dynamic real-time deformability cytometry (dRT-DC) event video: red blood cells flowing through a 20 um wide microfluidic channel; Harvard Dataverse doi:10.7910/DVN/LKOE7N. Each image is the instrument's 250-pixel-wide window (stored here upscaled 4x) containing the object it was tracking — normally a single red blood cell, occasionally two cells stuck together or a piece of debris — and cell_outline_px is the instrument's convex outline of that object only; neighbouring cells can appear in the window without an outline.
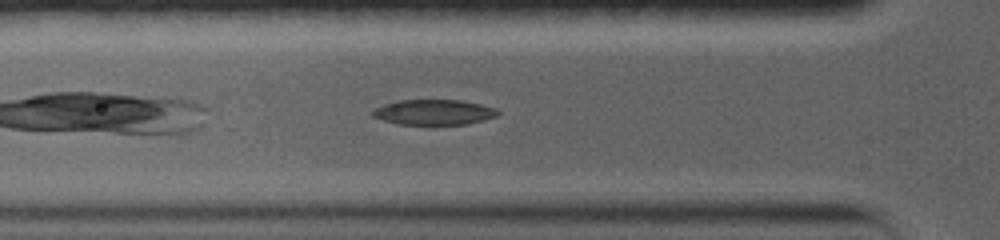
{"species": "common noctule bat (a hibernating species)", "species_latin": "Nyctalus noctula", "temperature_condition": "warm", "stored_images_in_passage": 17, "camera_frame_rate_fps": 5000, "um_per_image_px": 0.085, "animal": {"sex": "female", "body_mass_g": 19.0, "forearm_length_mm": 56.7}, "frame": {"image": 1, "passage_image": 6, "time_ms": 1.8, "image_size_px": [1000, 240], "cell_outline_px": [[500, 112], [496, 116], [484, 120], [468, 124], [396, 124], [372, 116], [368, 112], [384, 104], [400, 100], [460, 100], [480, 104], [496, 108]], "centroid_in_image_um": [36.87, 9.53], "position_along_channel_um": 88.9, "area_um2": 18.44}}
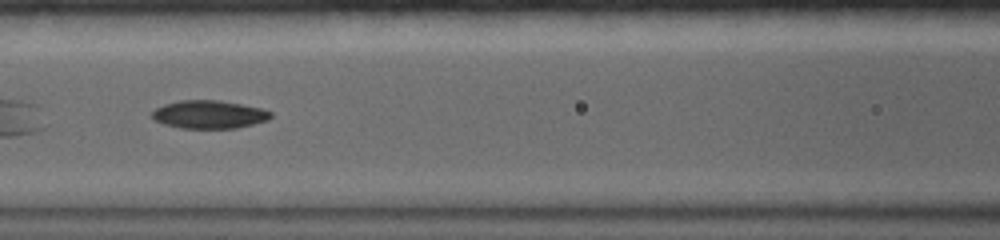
{"frame": {"image": 2, "passage_image": 10, "time_ms": 3.4, "image_size_px": [1000, 240], "cell_outline_px": [[272, 116], [268, 120], [236, 128], [180, 128], [164, 124], [152, 120], [152, 112], [156, 108], [164, 104], [180, 100], [220, 100], [260, 108], [272, 112]], "centroid_in_image_um": [17.75, 9.73], "position_along_channel_um": 148.9, "area_um2": 19.42}}